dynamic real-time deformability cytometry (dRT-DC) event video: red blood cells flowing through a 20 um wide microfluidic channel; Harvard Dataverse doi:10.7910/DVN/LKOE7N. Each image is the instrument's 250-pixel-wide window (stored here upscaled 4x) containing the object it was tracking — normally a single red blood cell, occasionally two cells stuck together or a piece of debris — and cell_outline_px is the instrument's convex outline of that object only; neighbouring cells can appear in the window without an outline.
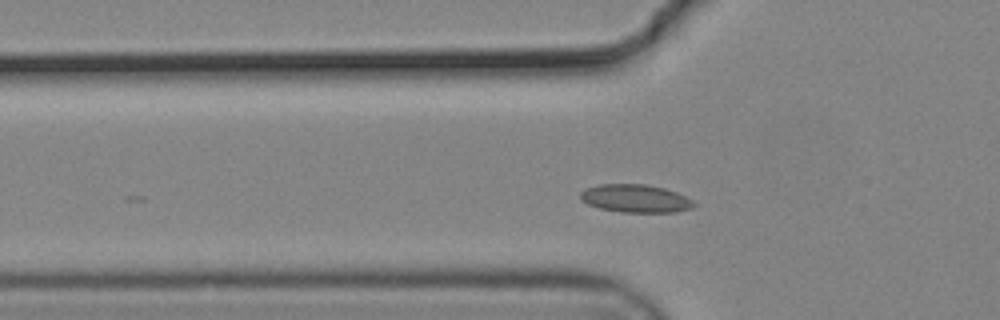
{"species": "common noctule bat (a hibernating species)", "species_latin": "Nyctalus noctula", "temperature_condition": "cold", "stored_images_in_passage": 14, "camera_frame_rate_fps": 3000, "um_per_image_px": 0.085, "animal": {"sex": "male", "body_mass_g": 19.2, "forearm_length_mm": 51.8}, "frame": {"image": 1, "passage_image": 11, "time_ms": 3.333, "image_size_px": [1000, 320], "cell_outline_px": [[696, 204], [692, 208], [676, 212], [620, 212], [600, 208], [588, 204], [580, 200], [580, 192], [588, 188], [600, 184], [648, 184], [664, 188], [676, 192], [692, 200]], "centroid_in_image_um": [54.02, 16.87], "position_along_channel_um": 71.8, "area_um2": 18.5}}